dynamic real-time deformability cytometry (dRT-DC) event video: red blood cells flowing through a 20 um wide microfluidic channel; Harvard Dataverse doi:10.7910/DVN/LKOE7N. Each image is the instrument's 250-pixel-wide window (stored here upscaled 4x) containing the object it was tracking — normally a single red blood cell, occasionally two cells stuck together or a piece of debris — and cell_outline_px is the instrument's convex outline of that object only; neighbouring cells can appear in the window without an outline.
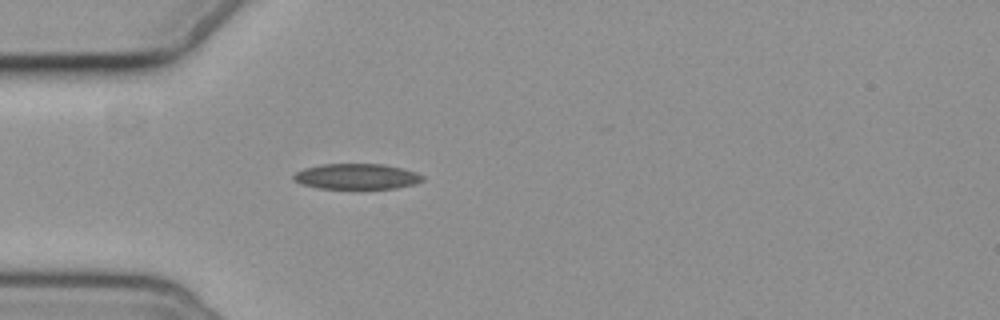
{"species": "common noctule bat (a hibernating species)", "species_latin": "Nyctalus noctula", "temperature_condition": "cold", "stored_images_in_passage": 4, "camera_frame_rate_fps": 3000, "um_per_image_px": 0.085, "animal": {"sex": "female", "body_mass_g": 19.3, "forearm_length_mm": 54.1}, "frame": {"image": 1, "passage_image": 4, "time_ms": 5.0, "image_size_px": [1000, 320], "cell_outline_px": [[424, 180], [416, 184], [396, 188], [316, 188], [300, 184], [292, 180], [292, 176], [296, 172], [304, 168], [320, 164], [384, 164], [404, 168], [416, 172], [424, 176]], "centroid_in_image_um": [30.31, 14.99], "position_along_channel_um": 54.7, "area_um2": 19.42}}